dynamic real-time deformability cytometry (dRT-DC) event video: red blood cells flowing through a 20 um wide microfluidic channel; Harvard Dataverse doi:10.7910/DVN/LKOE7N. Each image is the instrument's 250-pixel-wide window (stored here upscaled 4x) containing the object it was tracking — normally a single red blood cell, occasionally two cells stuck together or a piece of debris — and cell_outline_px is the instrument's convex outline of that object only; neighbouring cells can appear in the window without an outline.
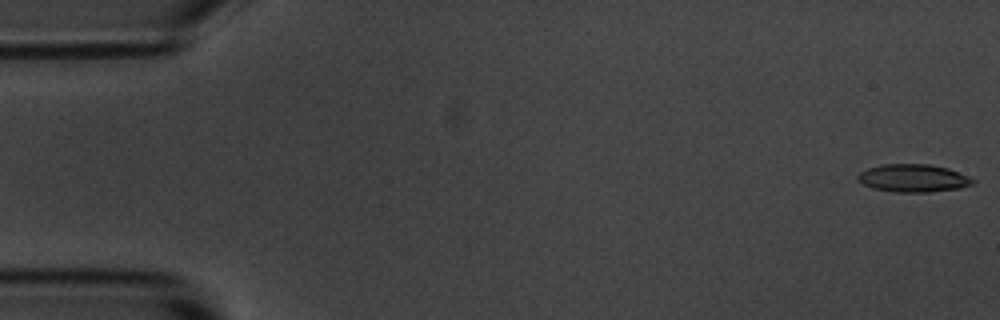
{"species": "common noctule bat (a hibernating species)", "species_latin": "Nyctalus noctula", "temperature_condition": "room temperature", "stored_images_in_passage": 6, "camera_frame_rate_fps": 3000, "um_per_image_px": 0.085, "animal": {"sex": "male", "body_mass_g": 20.1, "forearm_length_mm": 53.5}, "frame": {"image": 1, "passage_image": 1, "time_ms": 0.0, "image_size_px": [1000, 320], "cell_outline_px": [[976, 180], [972, 184], [960, 188], [928, 192], [896, 192], [872, 188], [856, 180], [856, 176], [860, 172], [868, 168], [880, 164], [928, 164], [948, 168], [972, 176]], "centroid_in_image_um": [77.64, 15.13], "position_along_channel_um": 7.4, "area_um2": 18.84}}
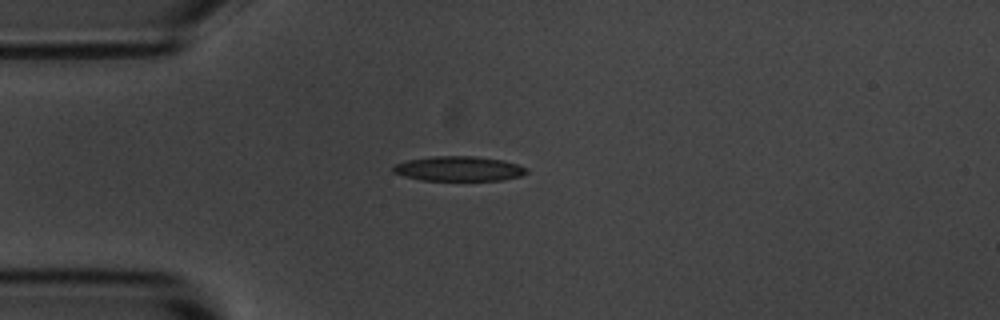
{"frame": {"image": 2, "passage_image": 4, "time_ms": 4.333, "image_size_px": [1000, 320], "cell_outline_px": [[528, 172], [520, 176], [504, 180], [420, 180], [404, 176], [392, 172], [392, 168], [396, 164], [408, 160], [432, 156], [476, 156], [504, 160], [528, 168]], "centroid_in_image_um": [39.01, 14.34], "position_along_channel_um": 46.0, "area_um2": 19.31}}